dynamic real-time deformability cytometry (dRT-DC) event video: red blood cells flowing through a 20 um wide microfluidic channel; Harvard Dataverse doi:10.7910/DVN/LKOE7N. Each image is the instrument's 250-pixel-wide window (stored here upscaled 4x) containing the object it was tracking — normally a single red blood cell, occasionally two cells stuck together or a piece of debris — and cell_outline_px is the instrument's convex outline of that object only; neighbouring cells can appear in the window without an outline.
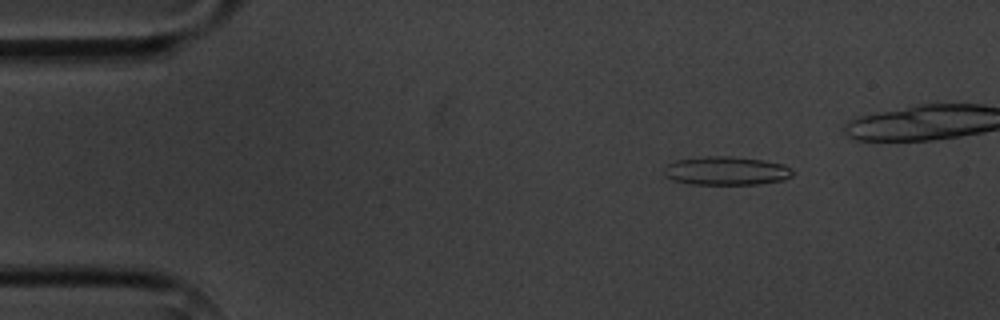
{"species": "common noctule bat (a hibernating species)", "species_latin": "Nyctalus noctula", "temperature_condition": "cold", "stored_images_in_passage": 5, "camera_frame_rate_fps": 3000, "um_per_image_px": 0.085, "animal": {"sex": "male", "body_mass_g": 20.1, "forearm_length_mm": 53.5}, "frame": {"image": 1, "passage_image": 2, "time_ms": 1.333, "image_size_px": [1000, 320], "cell_outline_px": [[796, 172], [792, 176], [784, 180], [760, 184], [688, 184], [672, 180], [664, 176], [664, 168], [668, 164], [676, 160], [708, 156], [732, 156], [764, 160], [784, 164], [792, 168]], "centroid_in_image_um": [61.77, 14.52], "position_along_channel_um": 23.2, "area_um2": 21.73}}